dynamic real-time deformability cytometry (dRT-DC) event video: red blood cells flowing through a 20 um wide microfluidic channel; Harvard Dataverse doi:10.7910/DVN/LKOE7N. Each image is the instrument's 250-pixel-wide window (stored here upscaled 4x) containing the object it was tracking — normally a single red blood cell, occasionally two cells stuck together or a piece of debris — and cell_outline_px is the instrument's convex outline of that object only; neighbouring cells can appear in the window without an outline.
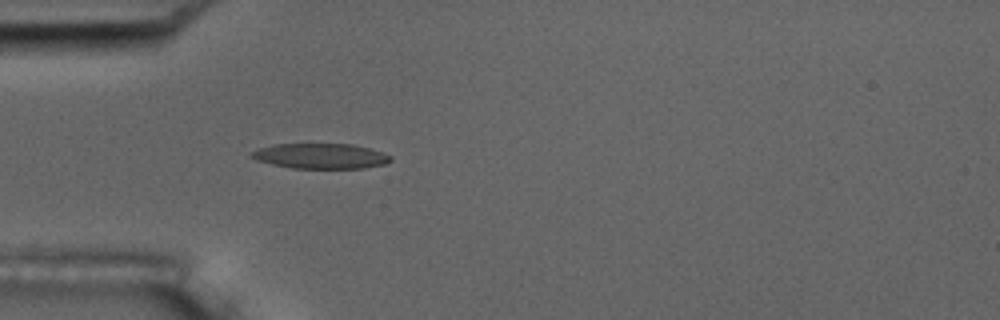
{"species": "common noctule bat (a hibernating species)", "species_latin": "Nyctalus noctula", "temperature_condition": "room temperature", "stored_images_in_passage": 4, "camera_frame_rate_fps": 3000, "um_per_image_px": 0.085, "animal": {"sex": "male", "body_mass_g": 17.5, "forearm_length_mm": 52.3}, "frame": {"image": 1, "passage_image": 4, "time_ms": 4.333, "image_size_px": [1000, 320], "cell_outline_px": [[392, 160], [384, 164], [364, 168], [292, 168], [272, 164], [256, 160], [248, 156], [248, 152], [256, 148], [272, 144], [352, 144], [368, 148], [392, 156]], "centroid_in_image_um": [27.17, 13.26], "position_along_channel_um": 57.8, "area_um2": 20.58}}